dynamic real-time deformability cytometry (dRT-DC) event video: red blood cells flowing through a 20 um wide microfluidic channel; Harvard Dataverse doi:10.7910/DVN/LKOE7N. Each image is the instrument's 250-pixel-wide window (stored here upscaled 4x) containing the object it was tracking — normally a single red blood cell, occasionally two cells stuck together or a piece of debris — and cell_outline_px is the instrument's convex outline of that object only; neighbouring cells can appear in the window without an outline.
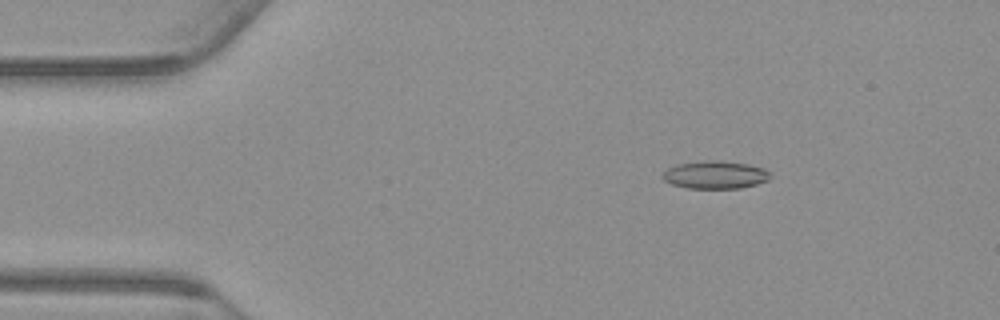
{"species": "common noctule bat (a hibernating species)", "species_latin": "Nyctalus noctula", "temperature_condition": "warm", "stored_images_in_passage": 55, "camera_frame_rate_fps": 3000, "um_per_image_px": 0.085, "animal": {"sex": "male", "body_mass_g": 23.1, "forearm_length_mm": 52.7}, "frame": {"image": 1, "passage_image": 9, "time_ms": 2.667, "image_size_px": [1000, 320], "cell_outline_px": [[772, 176], [768, 180], [756, 184], [740, 188], [688, 188], [672, 184], [664, 180], [660, 176], [668, 168], [676, 164], [708, 160], [720, 160], [748, 164], [764, 168]], "centroid_in_image_um": [60.79, 14.85], "position_along_channel_um": 24.2, "area_um2": 17.46}}
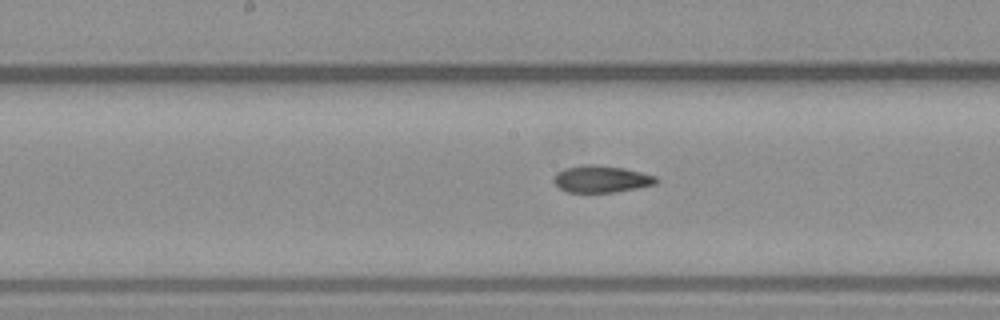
{"frame": {"image": 2, "passage_image": 28, "time_ms": 9.0, "image_size_px": [1000, 320], "cell_outline_px": [[660, 180], [656, 184], [636, 188], [612, 192], [564, 192], [552, 180], [552, 176], [556, 172], [564, 168], [584, 164], [596, 164], [624, 168], [656, 176]], "centroid_in_image_um": [51.07, 15.2], "position_along_channel_um": 197.1, "area_um2": 16.24}}
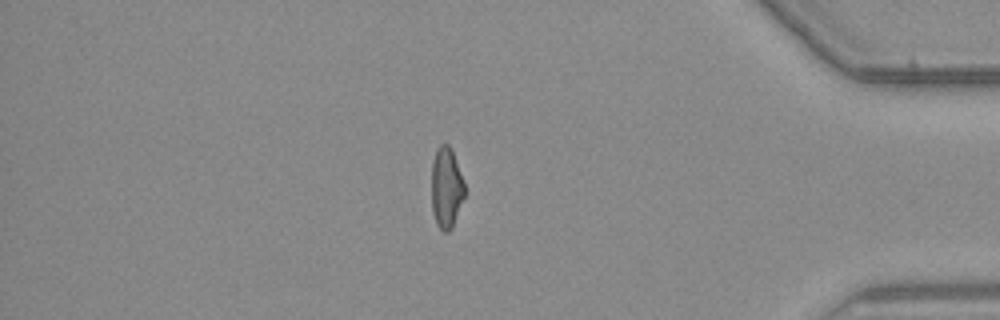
{"frame": {"image": 3, "passage_image": 47, "time_ms": 15.333, "image_size_px": [1000, 320], "cell_outline_px": [[464, 196], [452, 228], [448, 232], [444, 232], [436, 224], [432, 212], [432, 160], [436, 148], [440, 144], [448, 144], [452, 148], [464, 180]], "centroid_in_image_um": [37.93, 15.92], "position_along_channel_um": 397.3, "area_um2": 15.78}, "authors_computed_cell_mechanics": {"area_um2": 16.7042, "velocity_mm_per_s": 3.7752, "shape_relaxation_time_tau1_ms": null, "shape_relaxation_time_tau2_ms": 4.1418, "deformation_change_tau1": null, "deformation_change_tau2": 0.1191}}